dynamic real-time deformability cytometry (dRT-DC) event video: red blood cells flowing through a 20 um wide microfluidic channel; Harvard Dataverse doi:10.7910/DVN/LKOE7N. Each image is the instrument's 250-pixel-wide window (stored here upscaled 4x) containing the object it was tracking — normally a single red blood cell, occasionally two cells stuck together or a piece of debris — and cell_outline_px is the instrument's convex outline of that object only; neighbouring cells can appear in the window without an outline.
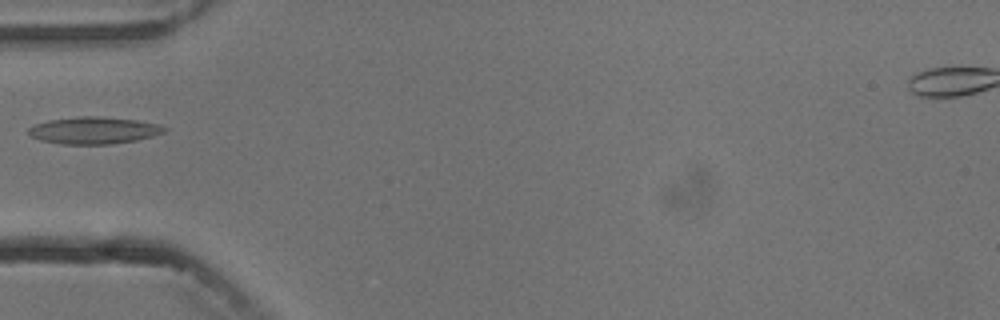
{"species": "common noctule bat (a hibernating species)", "species_latin": "Nyctalus noctula", "temperature_condition": "cold", "stored_images_in_passage": 3, "camera_frame_rate_fps": 3000, "um_per_image_px": 0.085, "animal": {"sex": "male", "body_mass_g": 13.3}, "frame": {"image": 1, "passage_image": 3, "time_ms": 2.0, "image_size_px": [1000, 320], "cell_outline_px": [[168, 128], [164, 132], [152, 136], [136, 140], [112, 144], [64, 144], [40, 140], [32, 136], [28, 132], [28, 128], [36, 124], [48, 120], [80, 116], [100, 116], [136, 120], [160, 124]], "centroid_in_image_um": [8.0, 11.08], "position_along_channel_um": 77.0, "area_um2": 21.33}}